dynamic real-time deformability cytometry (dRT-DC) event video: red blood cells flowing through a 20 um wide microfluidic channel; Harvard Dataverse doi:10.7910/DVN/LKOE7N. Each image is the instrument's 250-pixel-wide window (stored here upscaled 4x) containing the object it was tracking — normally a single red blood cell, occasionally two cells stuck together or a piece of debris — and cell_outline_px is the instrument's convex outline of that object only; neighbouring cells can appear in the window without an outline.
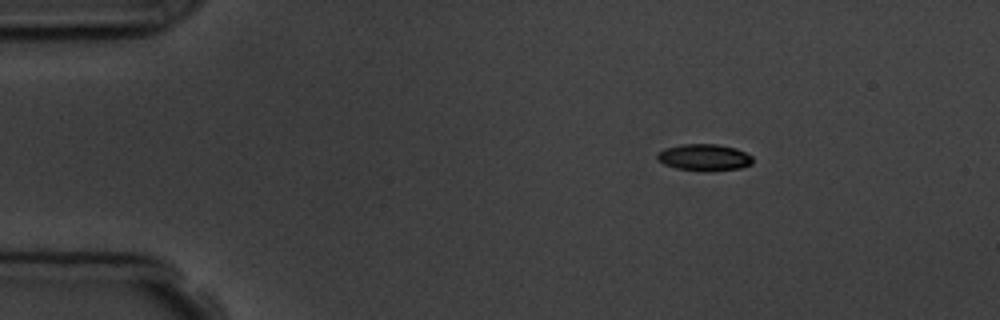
{"species": "common noctule bat (a hibernating species)", "species_latin": "Nyctalus noctula", "temperature_condition": "room temperature", "stored_images_in_passage": 3, "camera_frame_rate_fps": 3000, "um_per_image_px": 0.085, "animal": {"sex": "male", "body_mass_g": 19.5, "forearm_length_mm": 54.6}, "frame": {"image": 1, "passage_image": 1, "time_ms": 0.0, "image_size_px": [1000, 320], "cell_outline_px": [[752, 164], [740, 168], [712, 172], [704, 172], [676, 168], [664, 164], [656, 160], [656, 152], [664, 148], [680, 144], [716, 144], [736, 148], [752, 156]], "centroid_in_image_um": [59.82, 13.39], "position_along_channel_um": 25.2, "area_um2": 15.2}}